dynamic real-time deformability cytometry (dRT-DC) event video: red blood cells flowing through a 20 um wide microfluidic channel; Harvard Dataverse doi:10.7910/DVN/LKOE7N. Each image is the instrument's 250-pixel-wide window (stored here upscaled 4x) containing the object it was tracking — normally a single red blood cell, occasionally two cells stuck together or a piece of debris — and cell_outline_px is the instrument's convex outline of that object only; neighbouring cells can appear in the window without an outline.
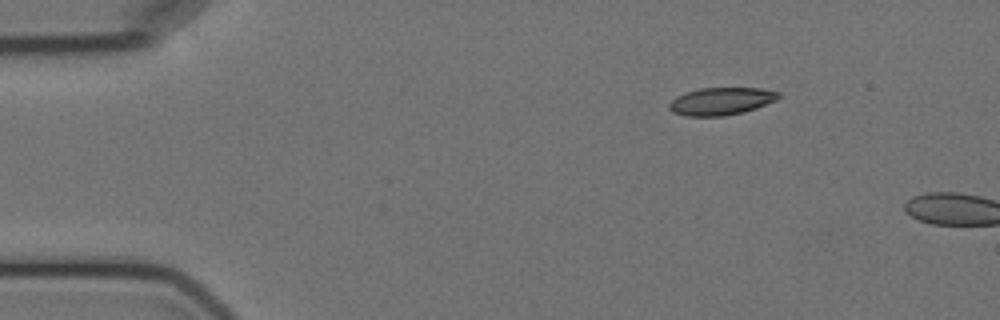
{"species": "Egyptian fruit bat (a non-hibernating species)", "species_latin": "Rousettus aegyptiacus", "temperature_condition": "cold", "stored_images_in_passage": 4, "camera_frame_rate_fps": 3000, "um_per_image_px": 0.085, "animal": {"sex": "female"}, "frame": {"image": 1, "passage_image": 4, "time_ms": 3.667, "image_size_px": [1000, 320], "cell_outline_px": [[780, 96], [776, 100], [756, 108], [744, 112], [724, 116], [684, 116], [672, 112], [668, 108], [668, 104], [676, 96], [684, 92], [700, 88], [760, 88], [780, 92]], "centroid_in_image_um": [61.26, 8.6], "position_along_channel_um": 23.7, "area_um2": 17.69}}